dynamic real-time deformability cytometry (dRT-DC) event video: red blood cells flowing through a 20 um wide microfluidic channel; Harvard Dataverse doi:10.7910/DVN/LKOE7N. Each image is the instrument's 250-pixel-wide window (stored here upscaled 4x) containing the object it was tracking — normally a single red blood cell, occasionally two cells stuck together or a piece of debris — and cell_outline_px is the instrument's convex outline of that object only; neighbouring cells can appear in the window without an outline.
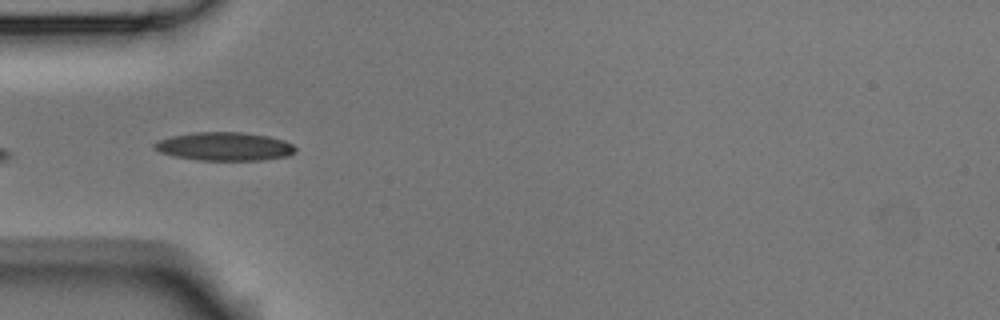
{"species": "Egyptian fruit bat (a non-hibernating species)", "species_latin": "Rousettus aegyptiacus", "temperature_condition": "room temperature", "stored_images_in_passage": 8, "camera_frame_rate_fps": 3000, "um_per_image_px": 0.085, "animal": {"sex": "male"}, "frame": {"image": 1, "passage_image": 6, "time_ms": 1.667, "image_size_px": [1000, 320], "cell_outline_px": [[296, 152], [288, 156], [260, 160], [196, 160], [172, 156], [160, 152], [152, 148], [152, 144], [156, 140], [172, 136], [192, 132], [244, 132], [268, 136], [284, 140], [292, 144], [296, 148]], "centroid_in_image_um": [19.04, 12.44], "position_along_channel_um": 66.0, "area_um2": 23.64}}
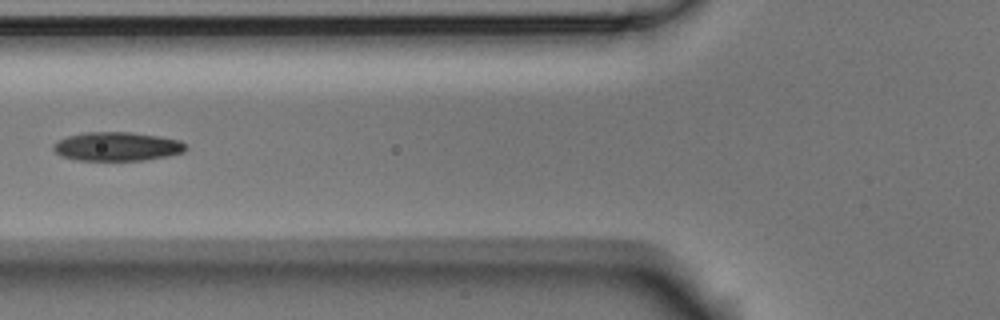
{"frame": {"image": 2, "passage_image": 7, "time_ms": 2.0, "image_size_px": [1000, 320], "cell_outline_px": [[188, 148], [184, 152], [168, 156], [144, 160], [76, 160], [60, 156], [52, 148], [52, 144], [68, 136], [84, 132], [132, 132], [160, 136], [180, 140], [188, 144]], "centroid_in_image_um": [9.99, 12.45], "position_along_channel_um": 115.8, "area_um2": 22.48}}
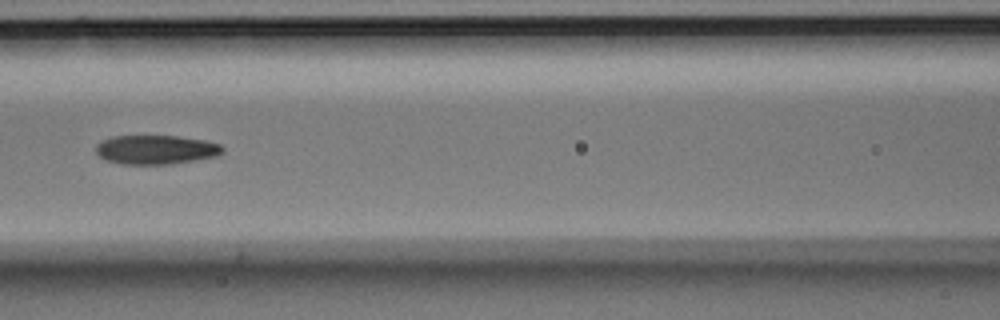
{"frame": {"image": 3, "passage_image": 8, "time_ms": 2.333, "image_size_px": [1000, 320], "cell_outline_px": [[224, 152], [216, 156], [196, 160], [168, 164], [124, 164], [104, 160], [96, 152], [96, 144], [100, 140], [112, 136], [176, 136], [204, 140], [220, 144], [224, 148]], "centroid_in_image_um": [13.24, 12.72], "position_along_channel_um": 153.4, "area_um2": 21.56}}